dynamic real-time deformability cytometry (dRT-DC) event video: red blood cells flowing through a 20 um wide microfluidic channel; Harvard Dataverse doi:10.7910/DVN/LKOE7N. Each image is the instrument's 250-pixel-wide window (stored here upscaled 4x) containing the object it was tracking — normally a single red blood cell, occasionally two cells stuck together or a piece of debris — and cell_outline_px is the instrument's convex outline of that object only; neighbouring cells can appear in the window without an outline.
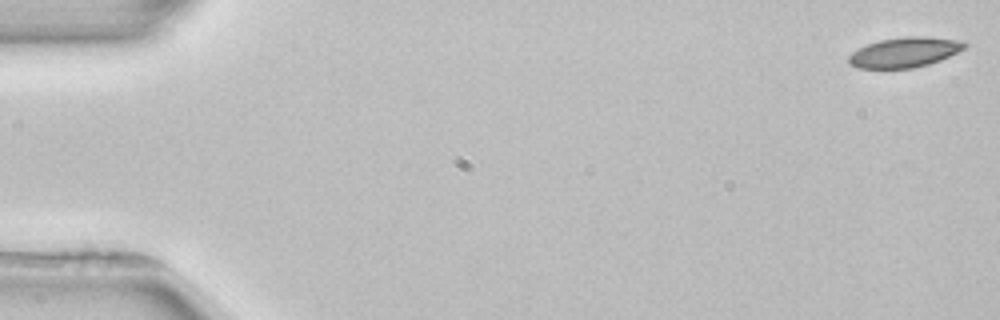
{"species": "common noctule bat (a hibernating species)", "species_latin": "Nyctalus noctula", "temperature_condition": "room temperature", "stored_images_in_passage": 4, "camera_frame_rate_fps": 3000, "um_per_image_px": 0.085, "animal": {"sex": "female", "body_mass_g": 22.7, "forearm_length_mm": 54.2}, "frame": {"image": 1, "passage_image": 1, "time_ms": 0.0, "image_size_px": [1000, 320], "cell_outline_px": [[968, 44], [964, 48], [940, 60], [928, 64], [912, 68], [856, 68], [848, 64], [848, 56], [852, 52], [868, 44], [880, 40], [908, 36], [924, 36], [964, 40]], "centroid_in_image_um": [76.89, 4.44], "position_along_channel_um": 8.1, "area_um2": 20.23}}
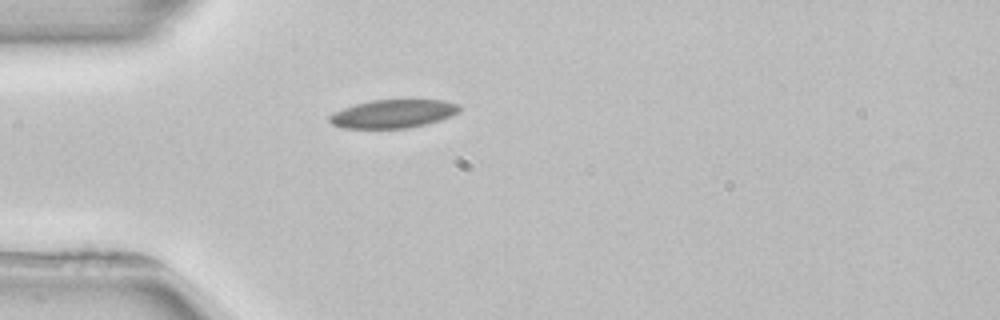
{"frame": {"image": 2, "passage_image": 4, "time_ms": 4.667, "image_size_px": [1000, 320], "cell_outline_px": [[460, 112], [452, 116], [440, 120], [408, 128], [340, 128], [332, 124], [328, 120], [328, 116], [332, 112], [356, 104], [372, 100], [444, 100], [460, 104]], "centroid_in_image_um": [33.42, 9.67], "position_along_channel_um": 51.6, "area_um2": 21.56}}